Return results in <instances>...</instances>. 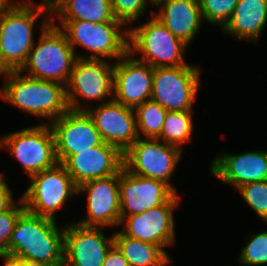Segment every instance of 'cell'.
<instances>
[{"instance_id": "6da1fadb", "label": "cell", "mask_w": 267, "mask_h": 266, "mask_svg": "<svg viewBox=\"0 0 267 266\" xmlns=\"http://www.w3.org/2000/svg\"><path fill=\"white\" fill-rule=\"evenodd\" d=\"M14 1L0 10V73L22 68L36 43L34 26L42 16L52 17L48 0L38 6L30 0Z\"/></svg>"}, {"instance_id": "7a4b0ae2", "label": "cell", "mask_w": 267, "mask_h": 266, "mask_svg": "<svg viewBox=\"0 0 267 266\" xmlns=\"http://www.w3.org/2000/svg\"><path fill=\"white\" fill-rule=\"evenodd\" d=\"M8 254L51 266H63L64 226L59 227L56 220L25 210L16 221L8 243Z\"/></svg>"}, {"instance_id": "3957f363", "label": "cell", "mask_w": 267, "mask_h": 266, "mask_svg": "<svg viewBox=\"0 0 267 266\" xmlns=\"http://www.w3.org/2000/svg\"><path fill=\"white\" fill-rule=\"evenodd\" d=\"M6 78L0 97L27 114L48 120L49 124L69 110L66 85L35 79L20 71L0 73Z\"/></svg>"}, {"instance_id": "277c9868", "label": "cell", "mask_w": 267, "mask_h": 266, "mask_svg": "<svg viewBox=\"0 0 267 266\" xmlns=\"http://www.w3.org/2000/svg\"><path fill=\"white\" fill-rule=\"evenodd\" d=\"M43 21L38 43H34L19 71L35 79L67 85L77 59L76 51L66 34L51 23V18H43Z\"/></svg>"}, {"instance_id": "5b68a950", "label": "cell", "mask_w": 267, "mask_h": 266, "mask_svg": "<svg viewBox=\"0 0 267 266\" xmlns=\"http://www.w3.org/2000/svg\"><path fill=\"white\" fill-rule=\"evenodd\" d=\"M51 17V23L60 28L74 51L80 45L91 54L76 55L80 59H120L128 52L129 29H123L122 22L91 23L82 20L58 21L57 26ZM122 28V29H121Z\"/></svg>"}, {"instance_id": "8992f818", "label": "cell", "mask_w": 267, "mask_h": 266, "mask_svg": "<svg viewBox=\"0 0 267 266\" xmlns=\"http://www.w3.org/2000/svg\"><path fill=\"white\" fill-rule=\"evenodd\" d=\"M151 20L137 27H128V52H141V62L151 67H178L186 65L188 45L174 36L153 14Z\"/></svg>"}, {"instance_id": "52a82bcc", "label": "cell", "mask_w": 267, "mask_h": 266, "mask_svg": "<svg viewBox=\"0 0 267 266\" xmlns=\"http://www.w3.org/2000/svg\"><path fill=\"white\" fill-rule=\"evenodd\" d=\"M114 64L106 59L77 58L66 85L69 109L86 111L90 106L86 101H99L102 104L113 100ZM79 97L86 102V106L80 103Z\"/></svg>"}, {"instance_id": "ba28073f", "label": "cell", "mask_w": 267, "mask_h": 266, "mask_svg": "<svg viewBox=\"0 0 267 266\" xmlns=\"http://www.w3.org/2000/svg\"><path fill=\"white\" fill-rule=\"evenodd\" d=\"M30 179L31 183L22 200L25 209L34 215L56 220L57 211L64 208L69 198L78 195L77 187L61 163L31 176Z\"/></svg>"}, {"instance_id": "9c48e42d", "label": "cell", "mask_w": 267, "mask_h": 266, "mask_svg": "<svg viewBox=\"0 0 267 266\" xmlns=\"http://www.w3.org/2000/svg\"><path fill=\"white\" fill-rule=\"evenodd\" d=\"M3 147H8L29 177L58 163L55 138L49 123H41L0 137V148Z\"/></svg>"}, {"instance_id": "30bf717a", "label": "cell", "mask_w": 267, "mask_h": 266, "mask_svg": "<svg viewBox=\"0 0 267 266\" xmlns=\"http://www.w3.org/2000/svg\"><path fill=\"white\" fill-rule=\"evenodd\" d=\"M183 149L159 139L138 138L124 153V168L146 178L167 184L175 193L170 179L181 159Z\"/></svg>"}, {"instance_id": "8fae6325", "label": "cell", "mask_w": 267, "mask_h": 266, "mask_svg": "<svg viewBox=\"0 0 267 266\" xmlns=\"http://www.w3.org/2000/svg\"><path fill=\"white\" fill-rule=\"evenodd\" d=\"M200 75L197 65L155 67L151 100L167 111H192Z\"/></svg>"}, {"instance_id": "7c38bea8", "label": "cell", "mask_w": 267, "mask_h": 266, "mask_svg": "<svg viewBox=\"0 0 267 266\" xmlns=\"http://www.w3.org/2000/svg\"><path fill=\"white\" fill-rule=\"evenodd\" d=\"M55 138L58 163L63 164L71 155L103 143L93 119L87 111L69 109L50 124Z\"/></svg>"}, {"instance_id": "4fadbf2b", "label": "cell", "mask_w": 267, "mask_h": 266, "mask_svg": "<svg viewBox=\"0 0 267 266\" xmlns=\"http://www.w3.org/2000/svg\"><path fill=\"white\" fill-rule=\"evenodd\" d=\"M178 193H175L166 203L153 207L141 214L124 217L120 230L124 235L140 241L164 247L175 242V222L173 210L178 207Z\"/></svg>"}, {"instance_id": "5bb4252c", "label": "cell", "mask_w": 267, "mask_h": 266, "mask_svg": "<svg viewBox=\"0 0 267 266\" xmlns=\"http://www.w3.org/2000/svg\"><path fill=\"white\" fill-rule=\"evenodd\" d=\"M103 227L83 226L77 222L64 225L63 266H103L114 245V234L106 237Z\"/></svg>"}, {"instance_id": "9a60e30c", "label": "cell", "mask_w": 267, "mask_h": 266, "mask_svg": "<svg viewBox=\"0 0 267 266\" xmlns=\"http://www.w3.org/2000/svg\"><path fill=\"white\" fill-rule=\"evenodd\" d=\"M153 73V67L127 52L114 64L113 99L133 109L151 100Z\"/></svg>"}, {"instance_id": "2e32d148", "label": "cell", "mask_w": 267, "mask_h": 266, "mask_svg": "<svg viewBox=\"0 0 267 266\" xmlns=\"http://www.w3.org/2000/svg\"><path fill=\"white\" fill-rule=\"evenodd\" d=\"M174 194L164 182L134 175L123 167L119 172L120 222L166 203Z\"/></svg>"}, {"instance_id": "e0dca14e", "label": "cell", "mask_w": 267, "mask_h": 266, "mask_svg": "<svg viewBox=\"0 0 267 266\" xmlns=\"http://www.w3.org/2000/svg\"><path fill=\"white\" fill-rule=\"evenodd\" d=\"M80 193H87V215L77 223L94 227L120 225L119 173L85 182L77 187Z\"/></svg>"}, {"instance_id": "ac0fdd59", "label": "cell", "mask_w": 267, "mask_h": 266, "mask_svg": "<svg viewBox=\"0 0 267 266\" xmlns=\"http://www.w3.org/2000/svg\"><path fill=\"white\" fill-rule=\"evenodd\" d=\"M86 111L93 119L102 141L118 147L123 153L139 138L133 108L113 99L96 108L89 107Z\"/></svg>"}, {"instance_id": "d6986e66", "label": "cell", "mask_w": 267, "mask_h": 266, "mask_svg": "<svg viewBox=\"0 0 267 266\" xmlns=\"http://www.w3.org/2000/svg\"><path fill=\"white\" fill-rule=\"evenodd\" d=\"M63 165L76 187L85 182L118 174L124 167L123 152L103 142L91 149L71 155Z\"/></svg>"}, {"instance_id": "ffe728a7", "label": "cell", "mask_w": 267, "mask_h": 266, "mask_svg": "<svg viewBox=\"0 0 267 266\" xmlns=\"http://www.w3.org/2000/svg\"><path fill=\"white\" fill-rule=\"evenodd\" d=\"M211 174L224 184L238 188L249 182L267 180V151H247L240 154L222 153L212 159Z\"/></svg>"}, {"instance_id": "44dd1931", "label": "cell", "mask_w": 267, "mask_h": 266, "mask_svg": "<svg viewBox=\"0 0 267 266\" xmlns=\"http://www.w3.org/2000/svg\"><path fill=\"white\" fill-rule=\"evenodd\" d=\"M152 14L178 39L189 45L204 21L198 0H162Z\"/></svg>"}, {"instance_id": "7402d4cb", "label": "cell", "mask_w": 267, "mask_h": 266, "mask_svg": "<svg viewBox=\"0 0 267 266\" xmlns=\"http://www.w3.org/2000/svg\"><path fill=\"white\" fill-rule=\"evenodd\" d=\"M267 21V0H239L231 18L221 29L238 40H259Z\"/></svg>"}, {"instance_id": "603a6c76", "label": "cell", "mask_w": 267, "mask_h": 266, "mask_svg": "<svg viewBox=\"0 0 267 266\" xmlns=\"http://www.w3.org/2000/svg\"><path fill=\"white\" fill-rule=\"evenodd\" d=\"M51 15L57 21L82 20L91 23L121 22L116 20L111 0H48Z\"/></svg>"}, {"instance_id": "cb8c5ba5", "label": "cell", "mask_w": 267, "mask_h": 266, "mask_svg": "<svg viewBox=\"0 0 267 266\" xmlns=\"http://www.w3.org/2000/svg\"><path fill=\"white\" fill-rule=\"evenodd\" d=\"M114 245L127 259L129 266H167L172 262L161 246L130 238L121 231L114 233Z\"/></svg>"}, {"instance_id": "d4e9b609", "label": "cell", "mask_w": 267, "mask_h": 266, "mask_svg": "<svg viewBox=\"0 0 267 266\" xmlns=\"http://www.w3.org/2000/svg\"><path fill=\"white\" fill-rule=\"evenodd\" d=\"M191 113L192 111H168L157 139L182 149L185 143L190 142L194 131Z\"/></svg>"}, {"instance_id": "484cf974", "label": "cell", "mask_w": 267, "mask_h": 266, "mask_svg": "<svg viewBox=\"0 0 267 266\" xmlns=\"http://www.w3.org/2000/svg\"><path fill=\"white\" fill-rule=\"evenodd\" d=\"M138 137L157 139L161 132L167 110L152 100L145 101L135 109ZM142 134V135H141Z\"/></svg>"}, {"instance_id": "4316f807", "label": "cell", "mask_w": 267, "mask_h": 266, "mask_svg": "<svg viewBox=\"0 0 267 266\" xmlns=\"http://www.w3.org/2000/svg\"><path fill=\"white\" fill-rule=\"evenodd\" d=\"M239 0H198L203 20L221 29L231 18Z\"/></svg>"}, {"instance_id": "83f0119b", "label": "cell", "mask_w": 267, "mask_h": 266, "mask_svg": "<svg viewBox=\"0 0 267 266\" xmlns=\"http://www.w3.org/2000/svg\"><path fill=\"white\" fill-rule=\"evenodd\" d=\"M238 259L243 266L267 265V231L252 234Z\"/></svg>"}, {"instance_id": "f1b7e54d", "label": "cell", "mask_w": 267, "mask_h": 266, "mask_svg": "<svg viewBox=\"0 0 267 266\" xmlns=\"http://www.w3.org/2000/svg\"><path fill=\"white\" fill-rule=\"evenodd\" d=\"M236 190L240 192L245 203L267 223V180L249 182L238 187Z\"/></svg>"}, {"instance_id": "f546056e", "label": "cell", "mask_w": 267, "mask_h": 266, "mask_svg": "<svg viewBox=\"0 0 267 266\" xmlns=\"http://www.w3.org/2000/svg\"><path fill=\"white\" fill-rule=\"evenodd\" d=\"M150 0H111L112 12L116 20L125 25L136 22L144 15Z\"/></svg>"}, {"instance_id": "4dcf8cb0", "label": "cell", "mask_w": 267, "mask_h": 266, "mask_svg": "<svg viewBox=\"0 0 267 266\" xmlns=\"http://www.w3.org/2000/svg\"><path fill=\"white\" fill-rule=\"evenodd\" d=\"M10 210L0 213V255L8 254V243L18 217L26 210L22 198Z\"/></svg>"}, {"instance_id": "1f68e13d", "label": "cell", "mask_w": 267, "mask_h": 266, "mask_svg": "<svg viewBox=\"0 0 267 266\" xmlns=\"http://www.w3.org/2000/svg\"><path fill=\"white\" fill-rule=\"evenodd\" d=\"M0 172V213L10 210L15 204L14 194Z\"/></svg>"}, {"instance_id": "d6a6232c", "label": "cell", "mask_w": 267, "mask_h": 266, "mask_svg": "<svg viewBox=\"0 0 267 266\" xmlns=\"http://www.w3.org/2000/svg\"><path fill=\"white\" fill-rule=\"evenodd\" d=\"M103 266H129L124 255L113 245L107 252Z\"/></svg>"}, {"instance_id": "836d02e7", "label": "cell", "mask_w": 267, "mask_h": 266, "mask_svg": "<svg viewBox=\"0 0 267 266\" xmlns=\"http://www.w3.org/2000/svg\"><path fill=\"white\" fill-rule=\"evenodd\" d=\"M4 266H22V258L11 256L9 254L0 255Z\"/></svg>"}, {"instance_id": "e575fe53", "label": "cell", "mask_w": 267, "mask_h": 266, "mask_svg": "<svg viewBox=\"0 0 267 266\" xmlns=\"http://www.w3.org/2000/svg\"><path fill=\"white\" fill-rule=\"evenodd\" d=\"M22 266H51L43 262L22 258Z\"/></svg>"}, {"instance_id": "d590c367", "label": "cell", "mask_w": 267, "mask_h": 266, "mask_svg": "<svg viewBox=\"0 0 267 266\" xmlns=\"http://www.w3.org/2000/svg\"><path fill=\"white\" fill-rule=\"evenodd\" d=\"M11 0H0V10L3 9Z\"/></svg>"}, {"instance_id": "8d00e7d4", "label": "cell", "mask_w": 267, "mask_h": 266, "mask_svg": "<svg viewBox=\"0 0 267 266\" xmlns=\"http://www.w3.org/2000/svg\"><path fill=\"white\" fill-rule=\"evenodd\" d=\"M162 0H150L151 4L153 6H156L159 2H161Z\"/></svg>"}]
</instances>
